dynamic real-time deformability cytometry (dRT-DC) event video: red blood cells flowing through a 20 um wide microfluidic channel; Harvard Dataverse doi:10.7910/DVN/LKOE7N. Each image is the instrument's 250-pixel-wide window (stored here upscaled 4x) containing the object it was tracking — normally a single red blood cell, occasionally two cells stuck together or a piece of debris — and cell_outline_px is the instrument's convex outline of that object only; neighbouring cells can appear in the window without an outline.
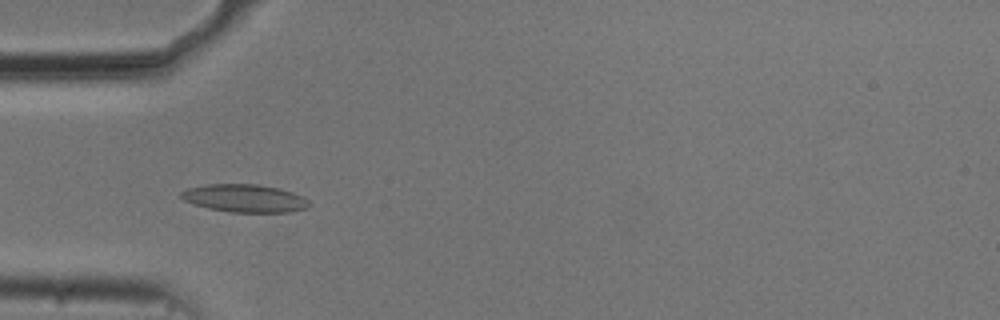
{"species": "common noctule bat (a hibernating species)", "species_latin": "Nyctalus noctula", "temperature_condition": "cold", "stored_images_in_passage": 41, "camera_frame_rate_fps": 3000, "um_per_image_px": 0.085, "animal": {"sex": "male", "body_mass_g": 20.5, "forearm_length_mm": 52.5}, "frame": {"image": 1, "passage_image": 4, "time_ms": 1.0, "image_size_px": [1000, 320], "cell_outline_px": [[308, 204], [304, 208], [288, 212], [228, 212], [208, 208], [184, 200], [180, 196], [180, 192], [188, 188], [208, 184], [260, 184], [280, 188], [304, 196], [308, 200]], "centroid_in_image_um": [20.79, 16.84], "position_along_channel_um": 64.2, "area_um2": 20.69}}
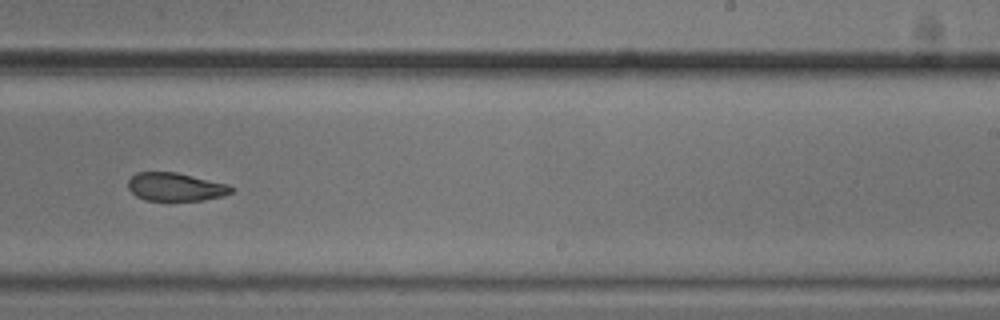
{"frame": {"image": 2, "passage_image": 21, "time_ms": 6.667, "image_size_px": [1000, 320], "cell_outline_px": [[236, 188], [232, 192], [224, 196], [204, 200], [144, 200], [136, 196], [128, 188], [128, 180], [136, 172], [176, 172], [228, 184]], "centroid_in_image_um": [14.94, 15.88], "position_along_channel_um": 274.1, "area_um2": 17.05}}
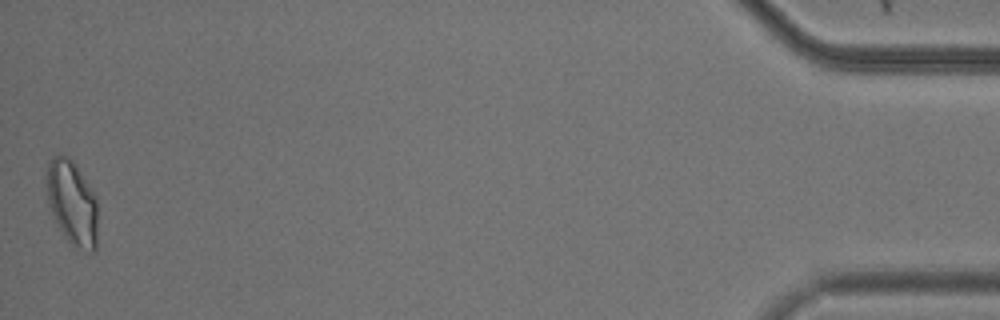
{"frame": {"image": 3, "passage_image": 41, "time_ms": 13.333, "image_size_px": [1000, 320], "cell_outline_px": [[96, 252], [88, 252], [72, 244], [64, 236], [48, 204], [48, 164], [52, 156], [68, 156], [76, 164], [96, 196]], "centroid_in_image_um": [6.16, 17.24], "position_along_channel_um": 429.0, "area_um2": 24.62}, "authors_computed_cell_mechanics": {"area_um2": 18.6694, "velocity_mm_per_s": 3.7154, "shape_relaxation_time_tau1_ms": 3.6243, "shape_relaxation_time_tau2_ms": 3.9077, "deformation_change_tau1": 0.1159, "deformation_change_tau2": 0.1038}}